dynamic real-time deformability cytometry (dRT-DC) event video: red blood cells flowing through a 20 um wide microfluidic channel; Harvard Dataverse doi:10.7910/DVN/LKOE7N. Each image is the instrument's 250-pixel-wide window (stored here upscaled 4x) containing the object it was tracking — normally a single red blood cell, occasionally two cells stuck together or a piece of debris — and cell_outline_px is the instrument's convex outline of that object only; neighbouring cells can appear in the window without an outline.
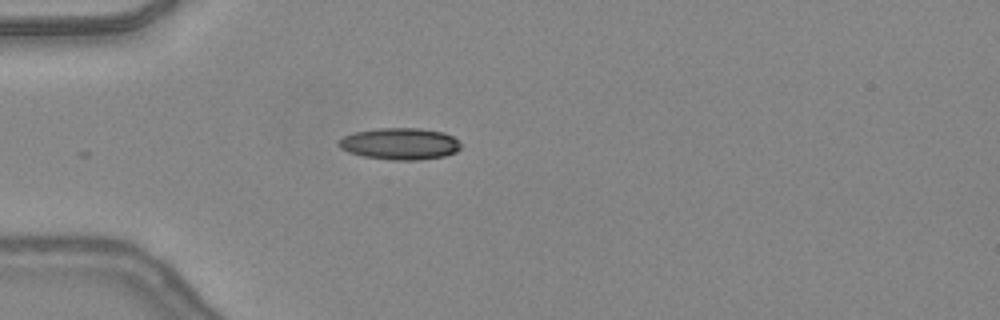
{"species": "common noctule bat (a hibernating species)", "species_latin": "Nyctalus noctula", "temperature_condition": "warm", "stored_images_in_passage": 17, "camera_frame_rate_fps": 3000, "um_per_image_px": 0.085, "animal": {"sex": "female", "body_mass_g": 24.6, "forearm_length_mm": 56.2}, "frame": {"image": 1, "passage_image": 11, "time_ms": 3.333, "image_size_px": [1000, 320], "cell_outline_px": [[460, 148], [456, 152], [444, 156], [420, 160], [392, 160], [364, 156], [348, 152], [340, 148], [336, 144], [344, 136], [356, 132], [376, 128], [420, 128], [444, 132], [452, 136], [460, 144]], "centroid_in_image_um": [33.99, 12.22], "position_along_channel_um": 51.0, "area_um2": 22.54}}
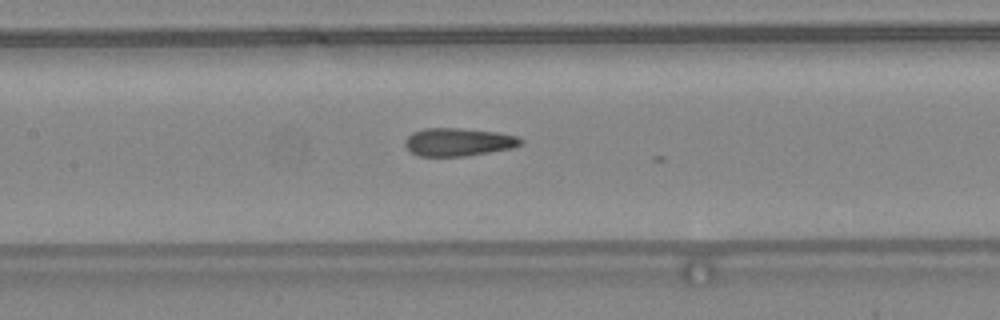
{"frame": {"image": 2, "passage_image": 16, "time_ms": 5.0, "image_size_px": [1000, 320], "cell_outline_px": [[524, 144], [512, 148], [464, 156], [420, 156], [412, 152], [404, 144], [404, 140], [412, 132], [424, 128], [460, 128], [496, 132], [516, 136], [524, 140]], "centroid_in_image_um": [38.96, 12.06], "position_along_channel_um": 168.4, "area_um2": 18.84}}